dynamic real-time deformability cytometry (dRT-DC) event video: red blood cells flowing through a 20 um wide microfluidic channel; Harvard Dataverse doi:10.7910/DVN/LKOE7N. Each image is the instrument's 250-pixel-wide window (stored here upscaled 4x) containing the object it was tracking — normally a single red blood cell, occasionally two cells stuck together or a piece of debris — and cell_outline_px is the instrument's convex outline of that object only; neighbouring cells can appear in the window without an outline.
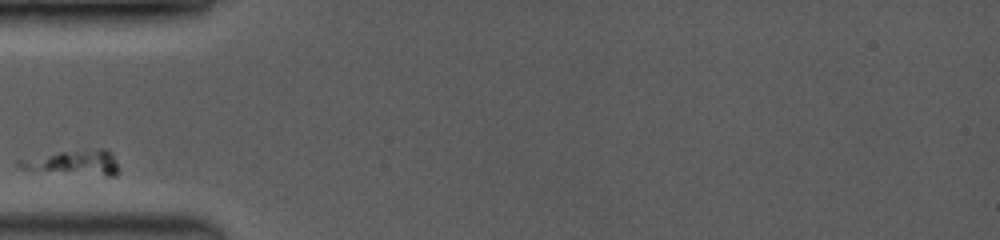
{"species": "common noctule bat (a hibernating species)", "species_latin": "Nyctalus noctula", "temperature_condition": "room temperature", "stored_images_in_passage": 6, "camera_frame_rate_fps": 3500, "um_per_image_px": 0.085, "animal": {"sex": "female", "body_mass_g": 19.0, "forearm_length_mm": 53.3}, "frame": {"image": 1, "passage_image": 1, "time_ms": 0.0, "image_size_px": [1000, 240], "cell_outline_px": [[116, 172], [112, 176], [108, 176], [20, 168], [16, 164], [16, 160], [60, 152], [100, 148], [104, 148], [112, 152], [116, 164]], "centroid_in_image_um": [6.29, 13.79], "position_along_channel_um": 78.7, "area_um2": 13.81}}
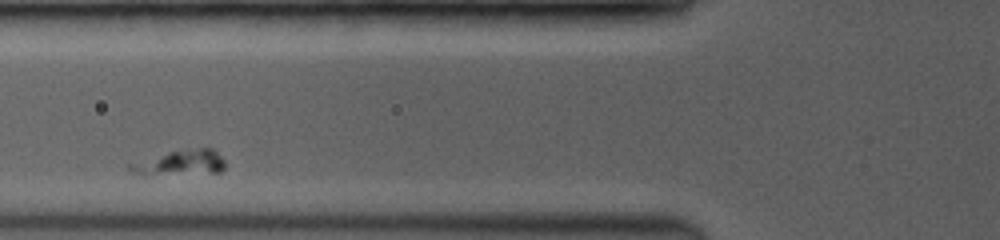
{"frame": {"image": 2, "passage_image": 2, "time_ms": 0.857, "image_size_px": [1000, 240], "cell_outline_px": [[224, 168], [220, 172], [132, 172], [128, 168], [128, 164], [168, 152], [200, 148], [212, 148], [224, 160]], "centroid_in_image_um": [15.42, 13.78], "position_along_channel_um": 110.4, "area_um2": 12.66}}
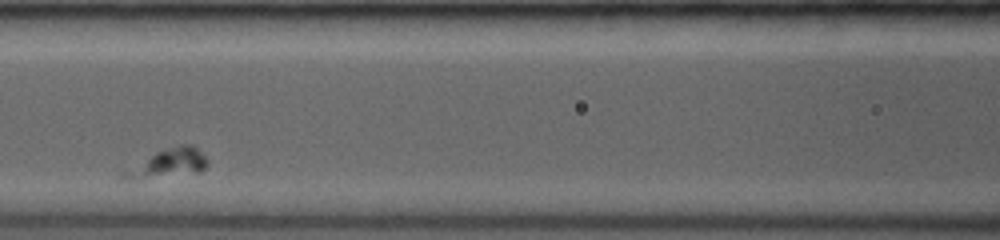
{"frame": {"image": 3, "passage_image": 3, "time_ms": 2.0, "image_size_px": [1000, 240], "cell_outline_px": [[208, 164], [200, 172], [144, 176], [140, 172], [148, 160], [156, 152], [184, 144], [192, 144], [208, 160]], "centroid_in_image_um": [14.92, 13.72], "position_along_channel_um": 151.7, "area_um2": 10.69}}